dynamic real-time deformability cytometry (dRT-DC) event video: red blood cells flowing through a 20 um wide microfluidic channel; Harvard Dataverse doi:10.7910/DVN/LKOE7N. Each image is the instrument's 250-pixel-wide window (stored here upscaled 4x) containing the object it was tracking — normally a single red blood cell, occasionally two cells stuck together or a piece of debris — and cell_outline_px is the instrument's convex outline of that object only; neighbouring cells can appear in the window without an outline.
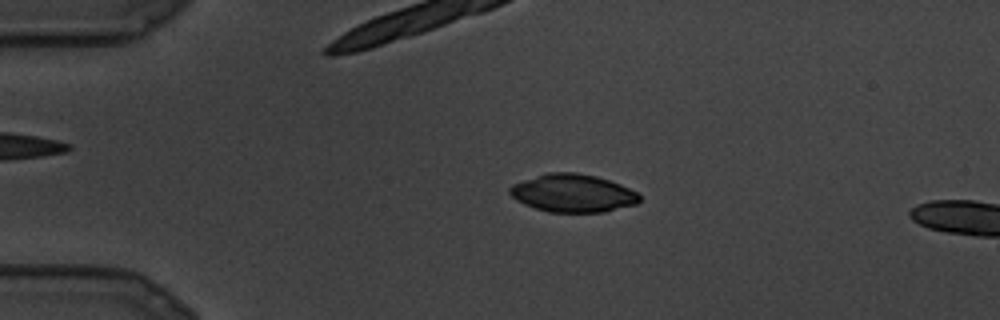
{"species": "common noctule bat (a hibernating species)", "species_latin": "Nyctalus noctula", "temperature_condition": "cold", "stored_images_in_passage": 7, "camera_frame_rate_fps": 3000, "um_per_image_px": 0.085, "animal": {"sex": "male", "body_mass_g": 19.5, "forearm_length_mm": 54.6}, "frame": {"image": 1, "passage_image": 6, "time_ms": 1.667, "image_size_px": [1000, 320], "cell_outline_px": [[640, 200], [636, 204], [604, 212], [548, 212], [524, 204], [516, 200], [508, 192], [508, 188], [512, 184], [548, 172], [576, 172], [596, 176], [620, 184], [636, 192], [640, 196]], "centroid_in_image_um": [48.67, 16.42], "position_along_channel_um": 36.3, "area_um2": 28.61}}